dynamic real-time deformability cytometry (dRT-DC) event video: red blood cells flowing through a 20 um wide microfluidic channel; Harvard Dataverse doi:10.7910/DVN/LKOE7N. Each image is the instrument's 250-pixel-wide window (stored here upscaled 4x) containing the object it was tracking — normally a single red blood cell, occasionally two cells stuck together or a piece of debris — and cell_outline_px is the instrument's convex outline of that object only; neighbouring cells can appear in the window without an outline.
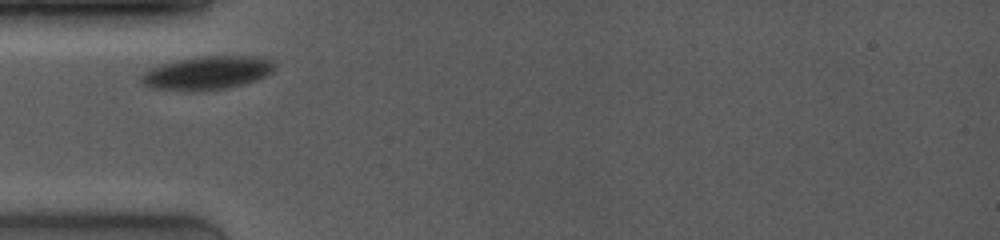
{"species": "common noctule bat (a hibernating species)", "species_latin": "Nyctalus noctula", "temperature_condition": "room temperature", "stored_images_in_passage": 24, "camera_frame_rate_fps": 4000, "um_per_image_px": 0.085, "animal": {"sex": "female", "body_mass_g": 19.0, "forearm_length_mm": 53.3}, "frame": {"image": 1, "passage_image": 1, "time_ms": 0.0, "image_size_px": [1000, 240], "cell_outline_px": [[276, 64], [272, 72], [256, 80], [228, 88], [208, 92], [184, 92], [148, 88], [140, 80], [140, 76], [148, 68], [160, 64], [176, 60], [200, 56], [252, 56], [272, 60]], "centroid_in_image_um": [17.54, 6.22], "position_along_channel_um": 67.5, "area_um2": 26.65}}
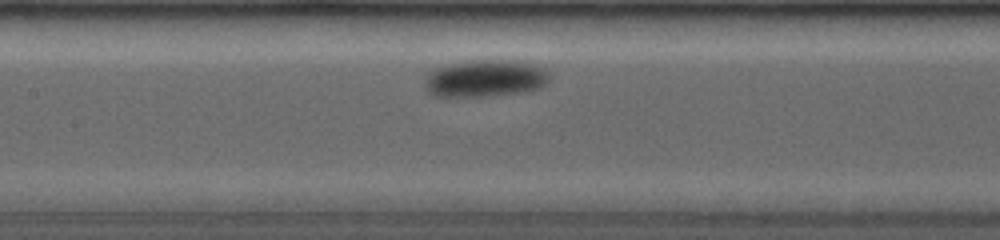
{"frame": {"image": 2, "passage_image": 20, "time_ms": 2.75, "image_size_px": [1000, 240], "cell_outline_px": [[548, 80], [540, 88], [524, 92], [484, 96], [432, 96], [424, 88], [424, 80], [428, 72], [436, 68], [448, 64], [472, 60], [508, 60], [532, 64], [548, 68]], "centroid_in_image_um": [41.21, 6.66], "position_along_channel_um": 166.2, "area_um2": 27.11}}